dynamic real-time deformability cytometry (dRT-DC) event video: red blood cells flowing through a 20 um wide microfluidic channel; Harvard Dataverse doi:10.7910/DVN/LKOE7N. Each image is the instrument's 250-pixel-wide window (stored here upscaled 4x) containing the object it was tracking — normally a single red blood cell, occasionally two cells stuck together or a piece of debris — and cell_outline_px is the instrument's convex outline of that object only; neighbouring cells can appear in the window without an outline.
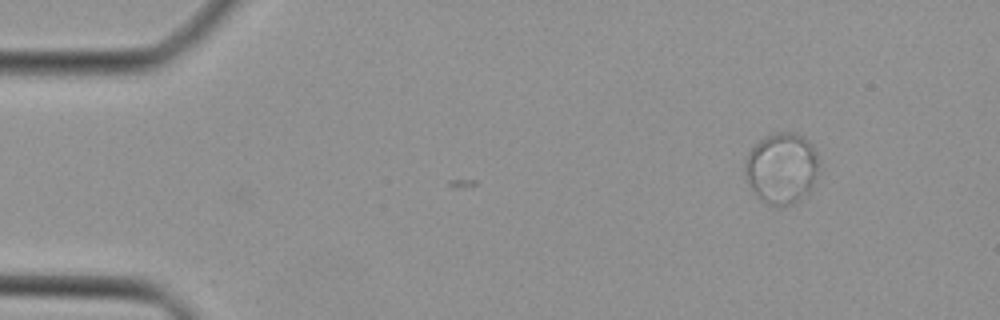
{"species": "Egyptian fruit bat (a non-hibernating species)", "species_latin": "Rousettus aegyptiacus", "temperature_condition": "cold", "stored_images_in_passage": 2, "camera_frame_rate_fps": 3000, "um_per_image_px": 0.085, "animal": {"sex": "female"}, "frame": {"image": 1, "passage_image": 2, "time_ms": 0.333, "image_size_px": [1000, 320], "cell_outline_px": [[820, 172], [808, 196], [792, 204], [768, 204], [760, 200], [756, 196], [748, 180], [744, 168], [748, 156], [752, 148], [760, 140], [776, 132], [796, 132], [804, 136], [812, 144], [816, 156]], "centroid_in_image_um": [66.5, 14.3], "position_along_channel_um": 18.5, "area_um2": 30.63}}